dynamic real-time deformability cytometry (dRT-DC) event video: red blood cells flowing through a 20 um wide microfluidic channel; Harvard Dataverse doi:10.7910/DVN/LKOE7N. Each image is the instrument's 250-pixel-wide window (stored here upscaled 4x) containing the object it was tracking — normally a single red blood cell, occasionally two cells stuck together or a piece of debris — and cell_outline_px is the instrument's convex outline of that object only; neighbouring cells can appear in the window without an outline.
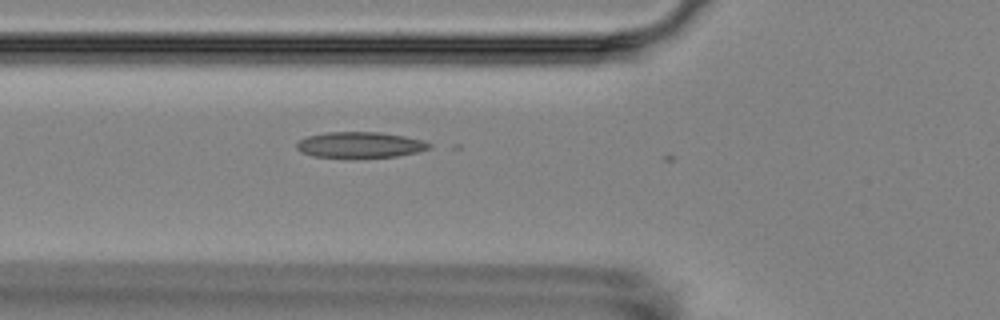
{"species": "Egyptian fruit bat (a non-hibernating species)", "species_latin": "Rousettus aegyptiacus", "temperature_condition": "room temperature", "stored_images_in_passage": 6, "camera_frame_rate_fps": 3000, "um_per_image_px": 0.085, "animal": {"sex": "female"}, "frame": {"image": 1, "passage_image": 6, "time_ms": 5.667, "image_size_px": [1000, 320], "cell_outline_px": [[432, 148], [416, 152], [396, 156], [356, 160], [352, 160], [312, 156], [300, 152], [296, 148], [296, 144], [300, 140], [308, 136], [328, 132], [380, 132], [404, 136], [424, 140], [432, 144]], "centroid_in_image_um": [30.6, 12.35], "position_along_channel_um": 95.2, "area_um2": 20.81}}